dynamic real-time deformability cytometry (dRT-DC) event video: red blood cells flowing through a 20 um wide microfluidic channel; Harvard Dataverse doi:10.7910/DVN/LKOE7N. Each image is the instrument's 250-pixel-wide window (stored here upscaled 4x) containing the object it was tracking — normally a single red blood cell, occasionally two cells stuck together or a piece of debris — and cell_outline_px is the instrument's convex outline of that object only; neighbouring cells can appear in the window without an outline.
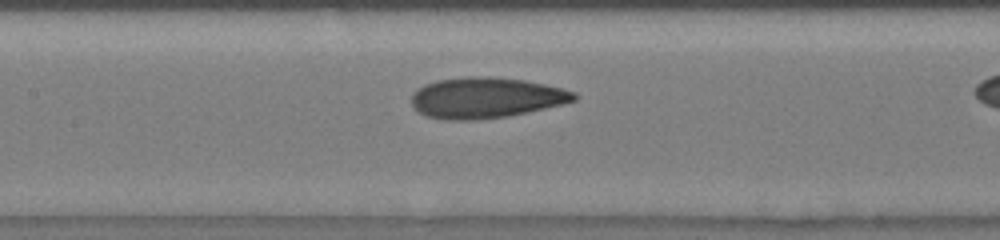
{"species": "human", "species_latin": "Homo sapiens", "temperature_condition": "room temperature", "stored_images_in_passage": 40, "camera_frame_rate_fps": 3000, "um_per_image_px": 0.085, "donor": {"sex": "male"}, "frame": {"image": 1, "passage_image": 11, "time_ms": 3.0, "image_size_px": [1000, 240], "cell_outline_px": [[580, 96], [576, 100], [564, 104], [528, 112], [508, 116], [476, 120], [444, 120], [424, 116], [416, 112], [412, 104], [412, 92], [416, 88], [424, 84], [436, 80], [460, 76], [488, 76], [524, 80], [544, 84], [576, 92]], "centroid_in_image_um": [41.26, 8.31], "position_along_channel_um": 166.1, "area_um2": 39.25}}
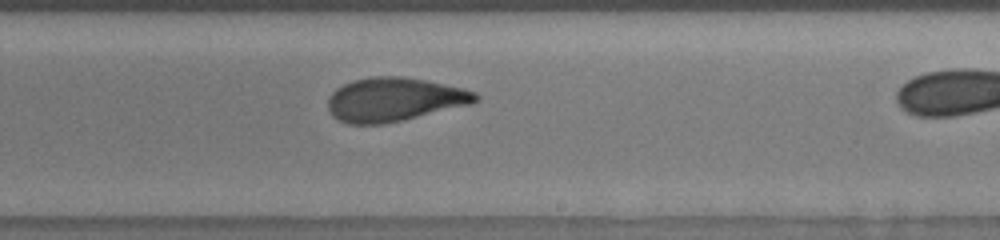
{"frame": {"image": 2, "passage_image": 24, "time_ms": 5.333, "image_size_px": [1000, 240], "cell_outline_px": [[480, 100], [472, 104], [404, 120], [384, 124], [348, 124], [332, 116], [328, 108], [328, 96], [336, 88], [352, 80], [372, 76], [400, 76], [424, 80], [464, 88], [476, 92], [480, 96]], "centroid_in_image_um": [33.52, 8.46], "position_along_channel_um": 255.5, "area_um2": 37.92}}